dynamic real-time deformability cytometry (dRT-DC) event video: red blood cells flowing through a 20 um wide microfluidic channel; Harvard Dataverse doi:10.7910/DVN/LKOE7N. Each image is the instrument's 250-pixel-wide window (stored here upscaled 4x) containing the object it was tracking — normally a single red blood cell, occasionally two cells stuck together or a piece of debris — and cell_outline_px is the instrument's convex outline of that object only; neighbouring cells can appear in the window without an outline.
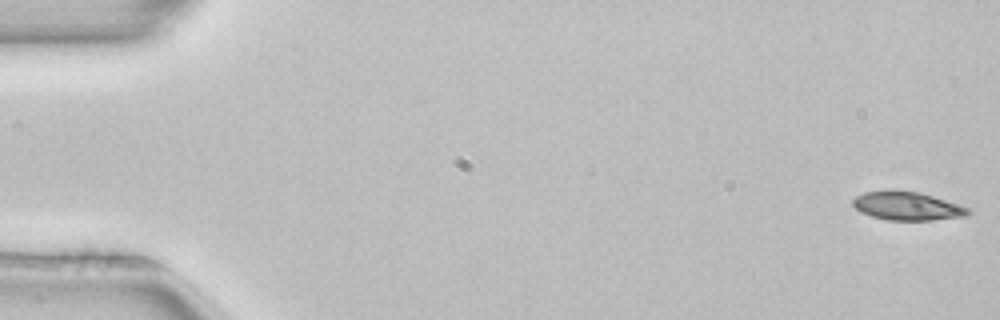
{"species": "common noctule bat (a hibernating species)", "species_latin": "Nyctalus noctula", "temperature_condition": "room temperature", "stored_images_in_passage": 4, "camera_frame_rate_fps": 3000, "um_per_image_px": 0.085, "animal": {"sex": "female", "body_mass_g": 22.7, "forearm_length_mm": 54.2}, "frame": {"image": 1, "passage_image": 1, "time_ms": 0.0, "image_size_px": [1000, 320], "cell_outline_px": [[972, 212], [964, 216], [932, 220], [888, 220], [872, 216], [860, 212], [852, 204], [852, 200], [856, 196], [864, 192], [888, 188], [892, 188], [916, 192], [932, 196], [968, 208]], "centroid_in_image_um": [77.03, 17.49], "position_along_channel_um": 8.0, "area_um2": 19.19}}
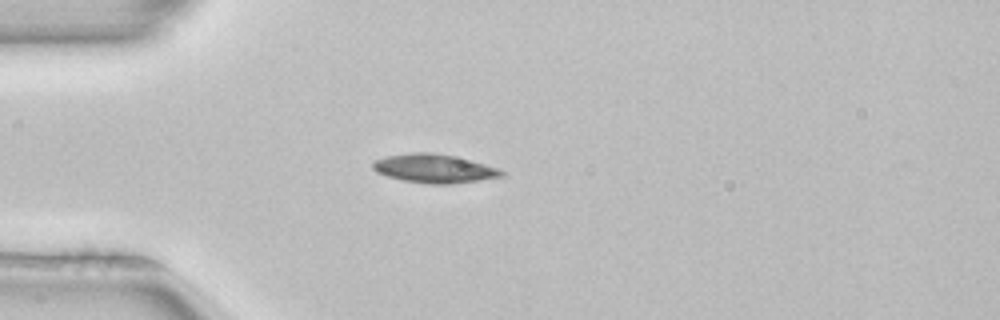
{"frame": {"image": 2, "passage_image": 4, "time_ms": 1.0, "image_size_px": [1000, 320], "cell_outline_px": [[504, 176], [452, 184], [432, 184], [404, 180], [388, 176], [376, 172], [372, 168], [372, 160], [388, 156], [412, 152], [432, 152], [472, 160], [500, 168], [504, 172]], "centroid_in_image_um": [36.91, 14.31], "position_along_channel_um": 48.1, "area_um2": 21.5}}